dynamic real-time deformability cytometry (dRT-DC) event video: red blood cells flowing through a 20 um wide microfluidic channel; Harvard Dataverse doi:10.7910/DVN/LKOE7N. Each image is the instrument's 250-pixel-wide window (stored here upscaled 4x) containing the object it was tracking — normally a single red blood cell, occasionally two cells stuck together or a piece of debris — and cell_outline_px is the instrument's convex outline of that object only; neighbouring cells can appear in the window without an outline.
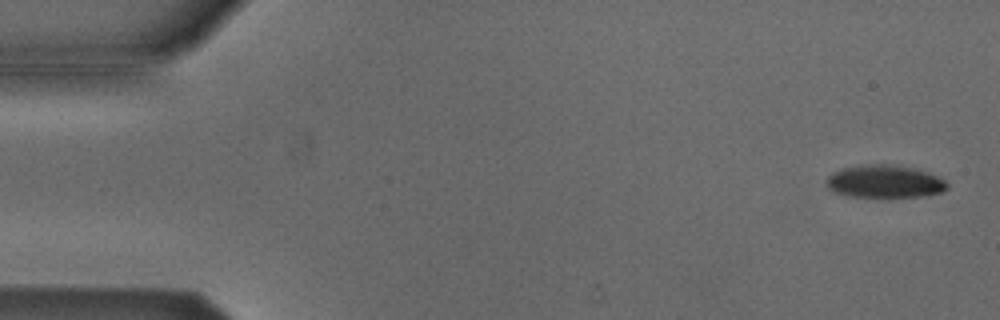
{"species": "Egyptian fruit bat (a non-hibernating species)", "species_latin": "Rousettus aegyptiacus", "temperature_condition": "cold", "stored_images_in_passage": 53, "camera_frame_rate_fps": 3000, "um_per_image_px": 0.085, "animal": {"sex": "male"}, "frame": {"image": 1, "passage_image": 2, "time_ms": 0.333, "image_size_px": [1000, 320], "cell_outline_px": [[948, 188], [944, 192], [920, 196], [848, 196], [832, 192], [824, 184], [824, 180], [832, 172], [844, 168], [860, 164], [884, 164], [912, 168], [928, 172], [944, 180], [948, 184]], "centroid_in_image_um": [75.13, 15.42], "position_along_channel_um": 9.9, "area_um2": 23.0}}
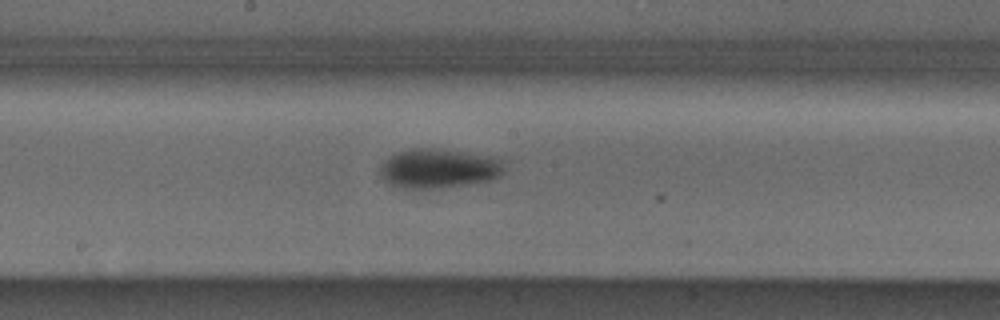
{"frame": {"image": 2, "passage_image": 28, "time_ms": 9.0, "image_size_px": [1000, 320], "cell_outline_px": [[504, 172], [500, 176], [492, 180], [472, 184], [440, 188], [396, 188], [388, 184], [380, 176], [380, 164], [384, 160], [408, 148], [436, 148], [464, 152], [488, 156], [500, 160], [504, 168]], "centroid_in_image_um": [37.26, 14.34], "position_along_channel_um": 210.9, "area_um2": 28.73}}
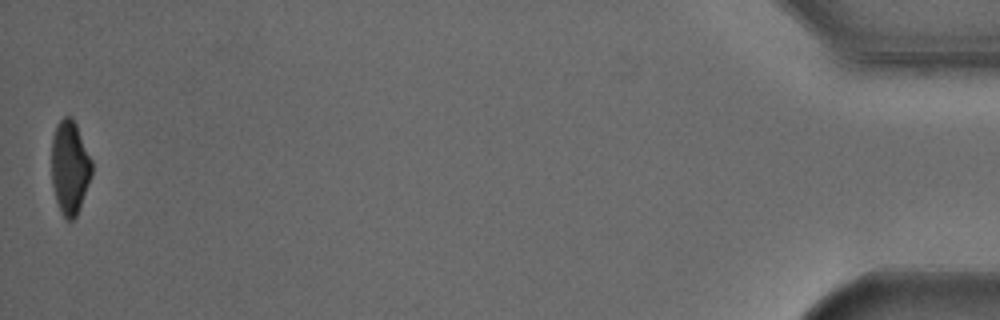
{"frame": {"image": 3, "passage_image": 53, "time_ms": 17.333, "image_size_px": [1000, 320], "cell_outline_px": [[92, 176], [80, 208], [76, 216], [72, 220], [68, 220], [64, 216], [56, 200], [52, 184], [52, 136], [56, 124], [64, 116], [72, 116], [76, 124], [92, 160]], "centroid_in_image_um": [5.94, 14.2], "position_along_channel_um": 429.3, "area_um2": 22.02}, "authors_computed_cell_mechanics": {"area_um2": 26.1834, "velocity_mm_per_s": 3.825, "shape_relaxation_time_tau1_ms": 4.5265, "shape_relaxation_time_tau2_ms": null, "deformation_change_tau1": 0.1252, "deformation_change_tau2": null}}